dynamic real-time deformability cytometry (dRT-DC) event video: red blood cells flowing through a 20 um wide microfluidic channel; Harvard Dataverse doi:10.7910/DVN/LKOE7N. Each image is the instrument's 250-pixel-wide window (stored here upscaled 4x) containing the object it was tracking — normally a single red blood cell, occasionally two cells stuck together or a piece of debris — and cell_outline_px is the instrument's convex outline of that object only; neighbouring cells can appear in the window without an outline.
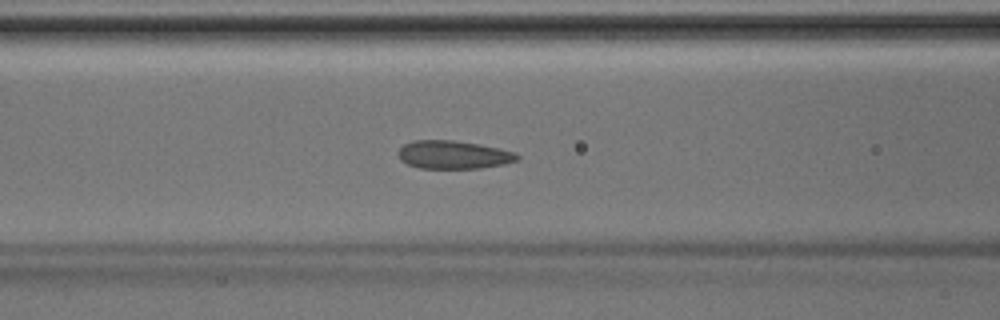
{"species": "Egyptian fruit bat (a non-hibernating species)", "species_latin": "Rousettus aegyptiacus", "temperature_condition": "room temperature", "stored_images_in_passage": 45, "camera_frame_rate_fps": 3000, "um_per_image_px": 0.085, "animal": {"sex": "male"}, "frame": {"image": 1, "passage_image": 19, "time_ms": 6.0, "image_size_px": [1000, 320], "cell_outline_px": [[520, 156], [516, 160], [504, 164], [480, 168], [420, 168], [408, 164], [400, 160], [396, 152], [404, 144], [412, 140], [452, 140], [500, 148], [516, 152]], "centroid_in_image_um": [38.51, 13.15], "position_along_channel_um": 128.1, "area_um2": 19.54}}
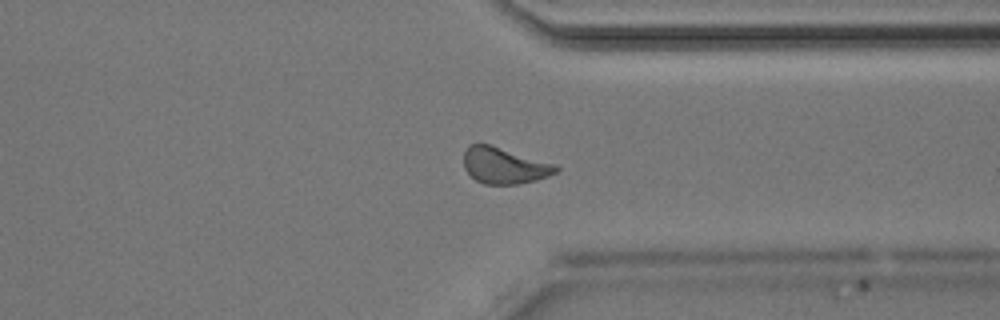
{"frame": {"image": 2, "passage_image": 35, "time_ms": 11.333, "image_size_px": [1000, 320], "cell_outline_px": [[560, 168], [556, 172], [548, 176], [536, 180], [516, 184], [484, 184], [476, 180], [464, 168], [464, 152], [468, 144], [492, 144], [556, 164]], "centroid_in_image_um": [42.87, 14.06], "position_along_channel_um": 368.5, "area_um2": 19.59}}
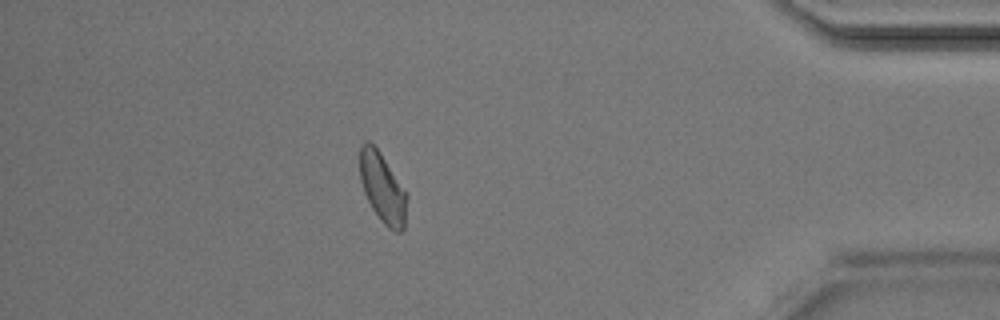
{"frame": {"image": 3, "passage_image": 40, "time_ms": 13.0, "image_size_px": [1000, 320], "cell_outline_px": [[408, 196], [404, 228], [400, 232], [396, 232], [388, 228], [380, 220], [372, 208], [364, 192], [360, 180], [360, 144], [364, 140], [368, 140], [380, 152]], "centroid_in_image_um": [32.5, 15.98], "position_along_channel_um": 402.7, "area_um2": 19.02}}